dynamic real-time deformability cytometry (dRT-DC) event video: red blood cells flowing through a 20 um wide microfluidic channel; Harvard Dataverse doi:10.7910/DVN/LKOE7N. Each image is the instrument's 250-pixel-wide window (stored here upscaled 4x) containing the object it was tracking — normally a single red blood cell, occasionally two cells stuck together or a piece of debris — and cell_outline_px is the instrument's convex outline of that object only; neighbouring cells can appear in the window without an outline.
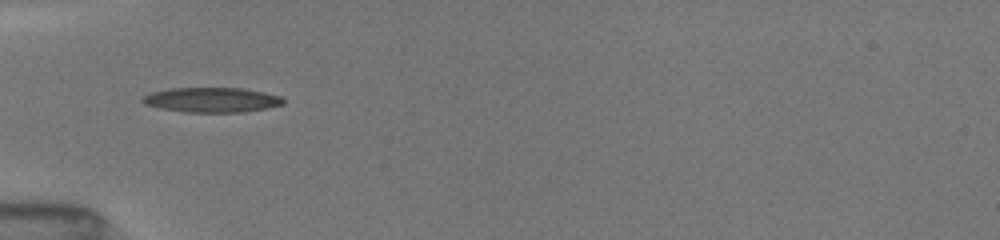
{"species": "common noctule bat (a hibernating species)", "species_latin": "Nyctalus noctula", "temperature_condition": "room temperature", "stored_images_in_passage": 8, "camera_frame_rate_fps": 3000, "um_per_image_px": 0.085, "animal": {"sex": "female", "body_mass_g": 19.5, "forearm_length_mm": 54.1}, "frame": {"image": 1, "passage_image": 7, "time_ms": 3.667, "image_size_px": [1000, 240], "cell_outline_px": [[284, 104], [268, 108], [244, 112], [184, 112], [160, 108], [144, 104], [140, 100], [144, 96], [152, 92], [168, 88], [240, 88], [280, 96], [284, 100]], "centroid_in_image_um": [17.97, 8.49], "position_along_channel_um": 67.0, "area_um2": 20.29}}
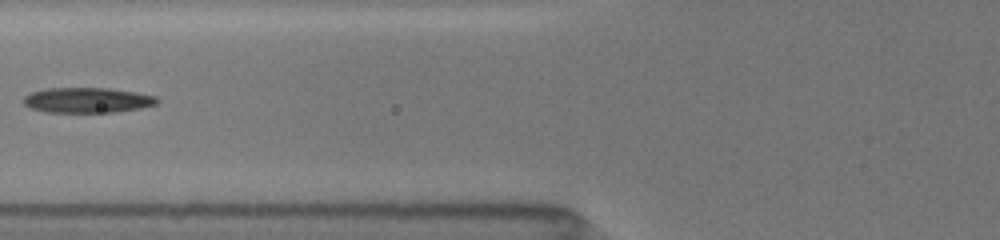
{"frame": {"image": 2, "passage_image": 8, "time_ms": 5.0, "image_size_px": [1000, 240], "cell_outline_px": [[160, 100], [156, 104], [140, 108], [112, 112], [48, 112], [32, 108], [24, 104], [24, 96], [32, 92], [44, 88], [108, 88], [136, 92], [156, 96]], "centroid_in_image_um": [7.44, 8.5], "position_along_channel_um": 118.4, "area_um2": 19.54}}